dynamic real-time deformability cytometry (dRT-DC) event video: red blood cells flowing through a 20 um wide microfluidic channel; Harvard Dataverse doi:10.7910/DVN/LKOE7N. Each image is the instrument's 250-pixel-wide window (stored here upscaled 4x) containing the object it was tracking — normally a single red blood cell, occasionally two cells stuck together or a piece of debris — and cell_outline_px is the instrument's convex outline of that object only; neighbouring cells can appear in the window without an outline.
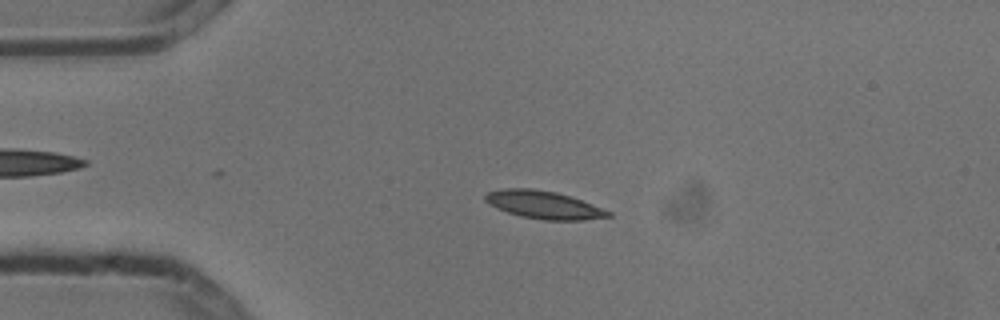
{"species": "common noctule bat (a hibernating species)", "species_latin": "Nyctalus noctula", "temperature_condition": "cold", "stored_images_in_passage": 3, "camera_frame_rate_fps": 3000, "um_per_image_px": 0.085, "animal": {"sex": "male", "body_mass_g": 13.3}, "frame": {"image": 1, "passage_image": 2, "time_ms": 0.333, "image_size_px": [1000, 320], "cell_outline_px": [[612, 216], [584, 220], [544, 220], [520, 216], [496, 208], [488, 204], [484, 200], [484, 196], [488, 192], [504, 188], [532, 188], [556, 192], [580, 200], [612, 212]], "centroid_in_image_um": [46.18, 17.41], "position_along_channel_um": 38.8, "area_um2": 19.83}}